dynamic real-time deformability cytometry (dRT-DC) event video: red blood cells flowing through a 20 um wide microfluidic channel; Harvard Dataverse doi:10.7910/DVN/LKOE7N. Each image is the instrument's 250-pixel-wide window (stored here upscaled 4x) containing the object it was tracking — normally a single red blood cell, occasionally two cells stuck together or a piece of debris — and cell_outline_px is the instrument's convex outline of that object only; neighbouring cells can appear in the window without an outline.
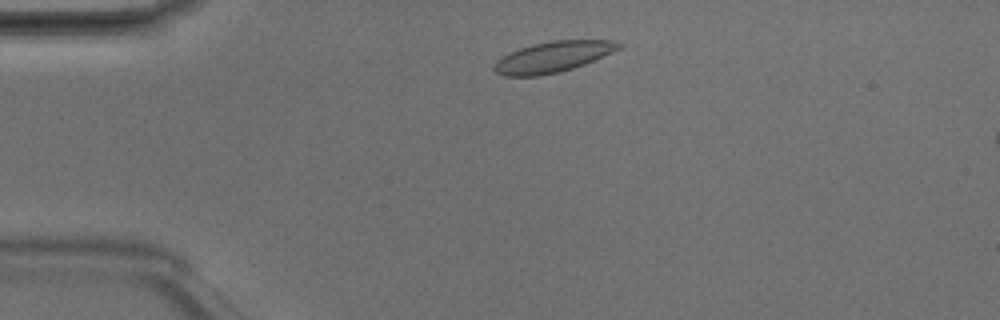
{"species": "Egyptian fruit bat (a non-hibernating species)", "species_latin": "Rousettus aegyptiacus", "temperature_condition": "room temperature", "stored_images_in_passage": 3, "camera_frame_rate_fps": 3000, "um_per_image_px": 0.085, "animal": {"sex": "male"}, "frame": {"image": 1, "passage_image": 2, "time_ms": 0.333, "image_size_px": [1000, 320], "cell_outline_px": [[624, 44], [620, 48], [612, 52], [584, 64], [560, 72], [540, 76], [504, 76], [496, 72], [492, 68], [492, 64], [496, 60], [520, 48], [532, 44], [552, 40], [612, 40]], "centroid_in_image_um": [46.98, 4.84], "position_along_channel_um": 38.0, "area_um2": 22.31}}